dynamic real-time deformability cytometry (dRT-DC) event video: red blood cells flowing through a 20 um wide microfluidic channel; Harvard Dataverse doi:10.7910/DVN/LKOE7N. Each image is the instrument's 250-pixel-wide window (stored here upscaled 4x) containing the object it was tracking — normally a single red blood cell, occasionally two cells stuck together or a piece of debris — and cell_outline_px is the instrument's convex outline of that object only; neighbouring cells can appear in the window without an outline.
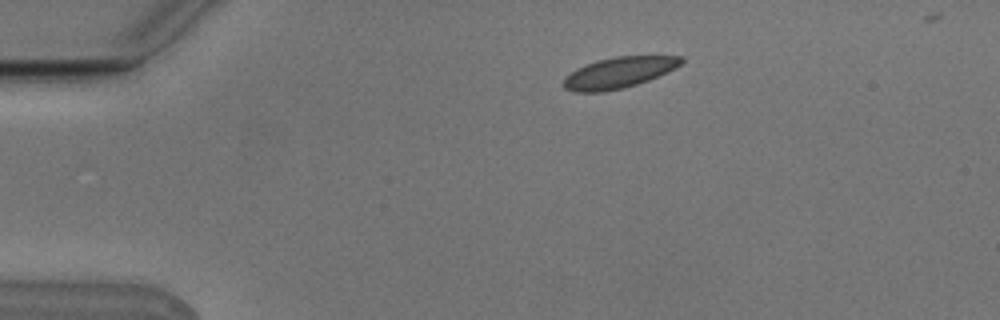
{"species": "Egyptian fruit bat (a non-hibernating species)", "species_latin": "Rousettus aegyptiacus", "temperature_condition": "cold", "stored_images_in_passage": 5, "camera_frame_rate_fps": 3000, "um_per_image_px": 0.085, "animal": {"sex": "male"}, "frame": {"image": 1, "passage_image": 2, "time_ms": 0.333, "image_size_px": [1000, 320], "cell_outline_px": [[684, 60], [676, 68], [668, 72], [648, 80], [624, 88], [604, 92], [576, 92], [564, 88], [564, 76], [576, 68], [584, 64], [596, 60], [616, 56], [684, 56]], "centroid_in_image_um": [52.58, 6.17], "position_along_channel_um": 32.4, "area_um2": 21.39}}
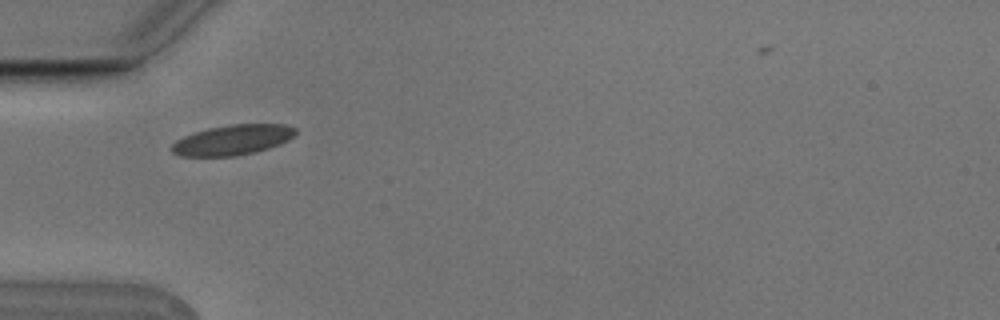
{"frame": {"image": 2, "passage_image": 4, "time_ms": 1.0, "image_size_px": [1000, 320], "cell_outline_px": [[296, 132], [288, 140], [268, 148], [236, 156], [180, 156], [172, 152], [172, 144], [176, 140], [184, 136], [208, 128], [228, 124], [284, 124], [296, 128]], "centroid_in_image_um": [19.76, 11.88], "position_along_channel_um": 65.2, "area_um2": 21.56}}